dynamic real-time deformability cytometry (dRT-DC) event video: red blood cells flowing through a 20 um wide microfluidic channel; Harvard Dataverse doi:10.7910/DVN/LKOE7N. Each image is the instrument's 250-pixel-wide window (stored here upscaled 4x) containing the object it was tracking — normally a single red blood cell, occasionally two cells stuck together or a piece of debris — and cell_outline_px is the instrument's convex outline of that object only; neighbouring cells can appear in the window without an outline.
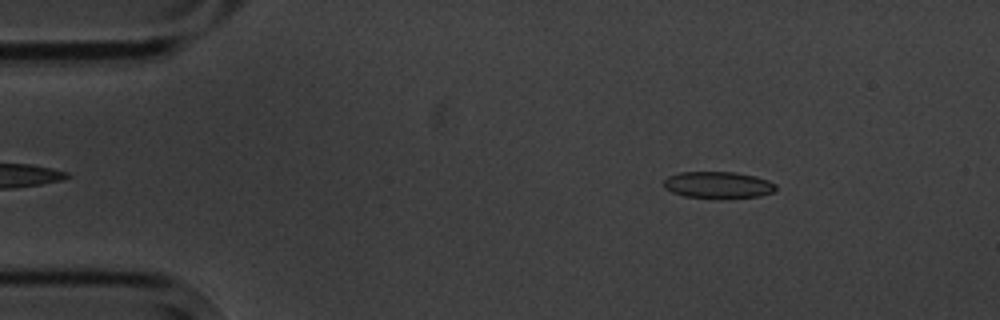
{"species": "common noctule bat (a hibernating species)", "species_latin": "Nyctalus noctula", "temperature_condition": "cold", "stored_images_in_passage": 3, "camera_frame_rate_fps": 3000, "um_per_image_px": 0.085, "animal": {"sex": "male", "body_mass_g": 20.1, "forearm_length_mm": 53.5}, "frame": {"image": 1, "passage_image": 1, "time_ms": 0.0, "image_size_px": [1000, 320], "cell_outline_px": [[776, 188], [772, 192], [760, 196], [684, 196], [672, 192], [664, 188], [664, 180], [668, 176], [680, 172], [736, 172], [756, 176], [768, 180], [776, 184]], "centroid_in_image_um": [61.02, 15.67], "position_along_channel_um": 24.0, "area_um2": 16.82}}